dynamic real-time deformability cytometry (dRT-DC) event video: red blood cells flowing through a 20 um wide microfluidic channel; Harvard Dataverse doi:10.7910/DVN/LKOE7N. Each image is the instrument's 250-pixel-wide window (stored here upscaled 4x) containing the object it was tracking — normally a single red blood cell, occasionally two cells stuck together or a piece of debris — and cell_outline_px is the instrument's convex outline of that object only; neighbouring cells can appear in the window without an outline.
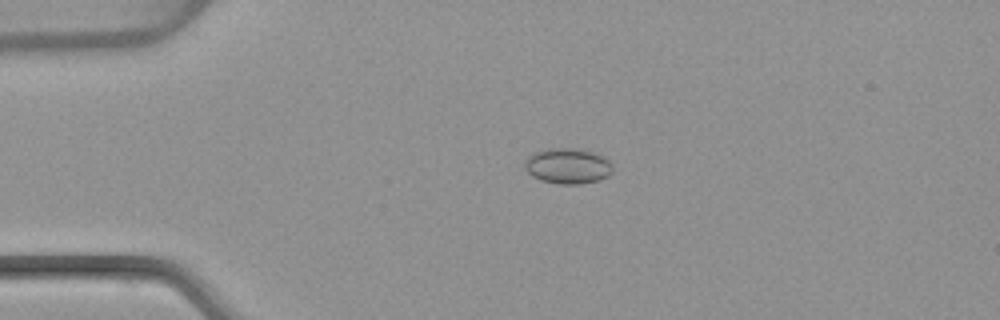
{"species": "common noctule bat (a hibernating species)", "species_latin": "Nyctalus noctula", "temperature_condition": "warm", "stored_images_in_passage": 3, "camera_frame_rate_fps": 3000, "um_per_image_px": 0.085, "animal": {"sex": "female", "body_mass_g": 22.7, "forearm_length_mm": 54.2}, "frame": {"image": 1, "passage_image": 2, "time_ms": 1.333, "image_size_px": [1000, 320], "cell_outline_px": [[612, 172], [608, 176], [600, 180], [580, 184], [560, 184], [540, 180], [532, 176], [524, 168], [524, 160], [528, 156], [536, 152], [548, 148], [572, 148], [592, 152], [604, 156], [612, 164]], "centroid_in_image_um": [48.25, 14.11], "position_along_channel_um": 36.7, "area_um2": 18.32}}